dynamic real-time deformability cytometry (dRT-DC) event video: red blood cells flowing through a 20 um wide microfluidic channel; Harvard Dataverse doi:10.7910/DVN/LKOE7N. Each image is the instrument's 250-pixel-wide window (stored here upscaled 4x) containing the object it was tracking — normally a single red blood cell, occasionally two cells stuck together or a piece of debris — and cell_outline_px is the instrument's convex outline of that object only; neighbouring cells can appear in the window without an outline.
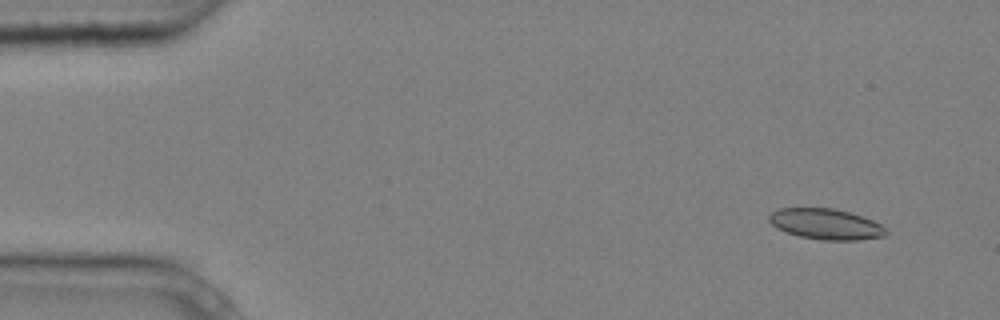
{"species": "common noctule bat (a hibernating species)", "species_latin": "Nyctalus noctula", "temperature_condition": "cold", "stored_images_in_passage": 4, "camera_frame_rate_fps": 3000, "um_per_image_px": 0.085, "animal": {"sex": "male", "body_mass_g": 20.4}, "frame": {"image": 1, "passage_image": 1, "time_ms": 0.0, "image_size_px": [1000, 320], "cell_outline_px": [[888, 232], [884, 236], [860, 240], [820, 240], [800, 236], [784, 232], [776, 228], [768, 220], [768, 216], [772, 212], [780, 208], [832, 208], [848, 212], [872, 220], [880, 224]], "centroid_in_image_um": [70.16, 19.05], "position_along_channel_um": 14.8, "area_um2": 20.87}}
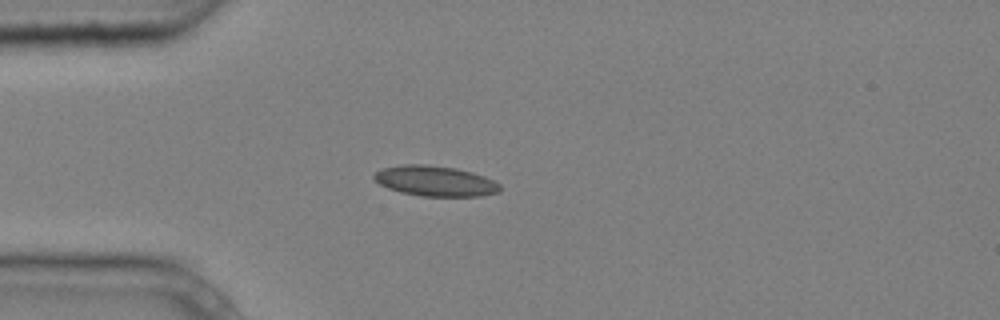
{"frame": {"image": 2, "passage_image": 4, "time_ms": 1.0, "image_size_px": [1000, 320], "cell_outline_px": [[500, 192], [480, 196], [420, 196], [400, 192], [388, 188], [380, 184], [372, 176], [376, 172], [384, 168], [404, 164], [428, 164], [456, 168], [472, 172], [484, 176], [500, 184]], "centroid_in_image_um": [37.0, 15.38], "position_along_channel_um": 48.0, "area_um2": 22.25}}